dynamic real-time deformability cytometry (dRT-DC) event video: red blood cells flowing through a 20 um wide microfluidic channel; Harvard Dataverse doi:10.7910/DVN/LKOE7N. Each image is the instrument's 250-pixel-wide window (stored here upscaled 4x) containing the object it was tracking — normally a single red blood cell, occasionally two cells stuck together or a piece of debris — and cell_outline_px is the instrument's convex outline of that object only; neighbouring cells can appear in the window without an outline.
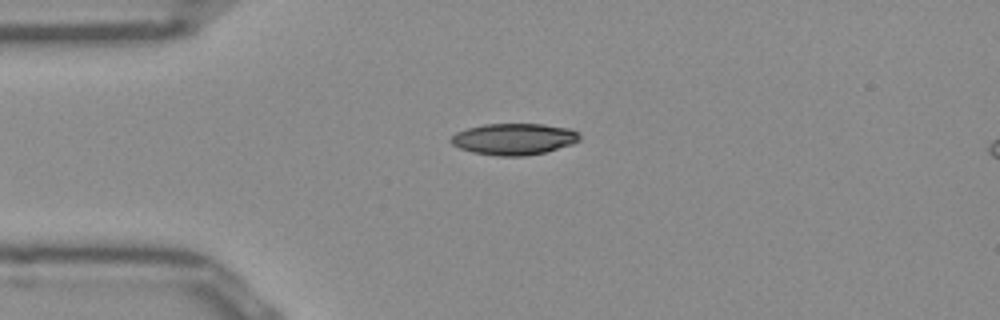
{"species": "Egyptian fruit bat (a non-hibernating species)", "species_latin": "Rousettus aegyptiacus", "temperature_condition": "room temperature", "stored_images_in_passage": 40, "camera_frame_rate_fps": 3000, "um_per_image_px": 0.085, "frame": {"image": 1, "passage_image": 1, "time_ms": 0.0, "image_size_px": [1000, 320], "cell_outline_px": [[580, 140], [572, 144], [544, 152], [524, 156], [496, 156], [472, 152], [460, 148], [452, 144], [448, 140], [456, 132], [468, 128], [484, 124], [544, 124], [572, 128], [580, 132]], "centroid_in_image_um": [43.7, 11.81], "position_along_channel_um": 41.3, "area_um2": 23.76}}
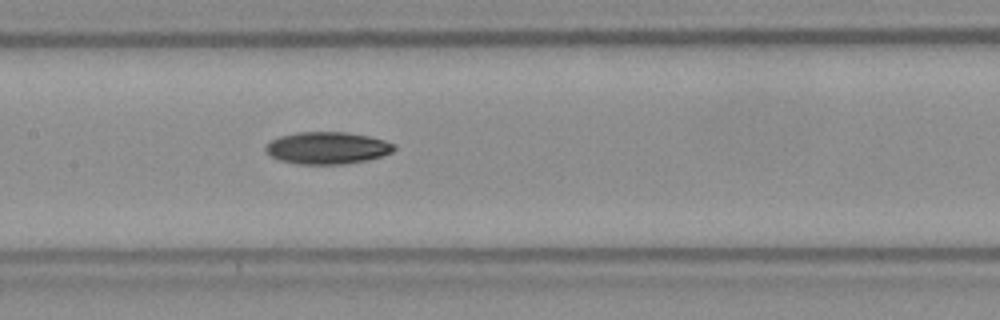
{"frame": {"image": 2, "passage_image": 13, "time_ms": 4.0, "image_size_px": [1000, 320], "cell_outline_px": [[396, 148], [392, 152], [368, 160], [344, 164], [300, 164], [280, 160], [272, 156], [264, 148], [272, 140], [280, 136], [296, 132], [344, 132], [368, 136], [384, 140], [396, 144]], "centroid_in_image_um": [27.85, 12.57], "position_along_channel_um": 179.6, "area_um2": 23.87}}
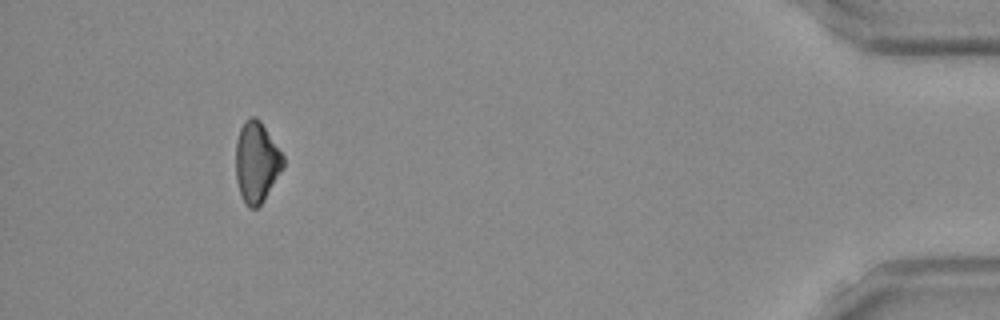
{"frame": {"image": 3, "passage_image": 36, "time_ms": 11.667, "image_size_px": [1000, 320], "cell_outline_px": [[284, 164], [264, 200], [256, 208], [248, 208], [244, 204], [240, 196], [236, 180], [236, 140], [240, 128], [244, 120], [252, 116], [256, 116], [260, 120], [284, 156]], "centroid_in_image_um": [21.78, 13.78], "position_along_channel_um": 413.4, "area_um2": 22.31}}